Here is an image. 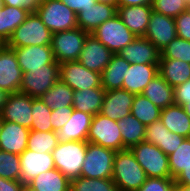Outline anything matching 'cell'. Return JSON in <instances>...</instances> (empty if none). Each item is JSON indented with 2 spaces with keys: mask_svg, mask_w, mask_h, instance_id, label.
<instances>
[{
  "mask_svg": "<svg viewBox=\"0 0 190 191\" xmlns=\"http://www.w3.org/2000/svg\"><path fill=\"white\" fill-rule=\"evenodd\" d=\"M147 178L130 149L116 152L112 180L118 191H137Z\"/></svg>",
  "mask_w": 190,
  "mask_h": 191,
  "instance_id": "cell-1",
  "label": "cell"
},
{
  "mask_svg": "<svg viewBox=\"0 0 190 191\" xmlns=\"http://www.w3.org/2000/svg\"><path fill=\"white\" fill-rule=\"evenodd\" d=\"M52 34L37 13H30L5 45L9 48L51 45Z\"/></svg>",
  "mask_w": 190,
  "mask_h": 191,
  "instance_id": "cell-2",
  "label": "cell"
},
{
  "mask_svg": "<svg viewBox=\"0 0 190 191\" xmlns=\"http://www.w3.org/2000/svg\"><path fill=\"white\" fill-rule=\"evenodd\" d=\"M87 141L59 142L51 152L55 168L70 180L81 176Z\"/></svg>",
  "mask_w": 190,
  "mask_h": 191,
  "instance_id": "cell-3",
  "label": "cell"
},
{
  "mask_svg": "<svg viewBox=\"0 0 190 191\" xmlns=\"http://www.w3.org/2000/svg\"><path fill=\"white\" fill-rule=\"evenodd\" d=\"M130 150L148 178H172L168 156L159 147L142 141Z\"/></svg>",
  "mask_w": 190,
  "mask_h": 191,
  "instance_id": "cell-4",
  "label": "cell"
},
{
  "mask_svg": "<svg viewBox=\"0 0 190 191\" xmlns=\"http://www.w3.org/2000/svg\"><path fill=\"white\" fill-rule=\"evenodd\" d=\"M36 13L52 33L78 27L77 14L60 0H41Z\"/></svg>",
  "mask_w": 190,
  "mask_h": 191,
  "instance_id": "cell-5",
  "label": "cell"
},
{
  "mask_svg": "<svg viewBox=\"0 0 190 191\" xmlns=\"http://www.w3.org/2000/svg\"><path fill=\"white\" fill-rule=\"evenodd\" d=\"M115 155L114 150L87 142L81 176L92 179L112 178Z\"/></svg>",
  "mask_w": 190,
  "mask_h": 191,
  "instance_id": "cell-6",
  "label": "cell"
},
{
  "mask_svg": "<svg viewBox=\"0 0 190 191\" xmlns=\"http://www.w3.org/2000/svg\"><path fill=\"white\" fill-rule=\"evenodd\" d=\"M88 35L87 32L79 27L53 33L51 48L55 61L59 64L68 61H78Z\"/></svg>",
  "mask_w": 190,
  "mask_h": 191,
  "instance_id": "cell-7",
  "label": "cell"
},
{
  "mask_svg": "<svg viewBox=\"0 0 190 191\" xmlns=\"http://www.w3.org/2000/svg\"><path fill=\"white\" fill-rule=\"evenodd\" d=\"M86 141L115 152L126 149L122 143L121 131L117 121L100 113L93 116Z\"/></svg>",
  "mask_w": 190,
  "mask_h": 191,
  "instance_id": "cell-8",
  "label": "cell"
},
{
  "mask_svg": "<svg viewBox=\"0 0 190 191\" xmlns=\"http://www.w3.org/2000/svg\"><path fill=\"white\" fill-rule=\"evenodd\" d=\"M91 34L113 54H117L137 38L118 14L99 25Z\"/></svg>",
  "mask_w": 190,
  "mask_h": 191,
  "instance_id": "cell-9",
  "label": "cell"
},
{
  "mask_svg": "<svg viewBox=\"0 0 190 191\" xmlns=\"http://www.w3.org/2000/svg\"><path fill=\"white\" fill-rule=\"evenodd\" d=\"M60 64L54 61L47 68H38L23 73L20 92L32 98H40L59 80Z\"/></svg>",
  "mask_w": 190,
  "mask_h": 191,
  "instance_id": "cell-10",
  "label": "cell"
},
{
  "mask_svg": "<svg viewBox=\"0 0 190 191\" xmlns=\"http://www.w3.org/2000/svg\"><path fill=\"white\" fill-rule=\"evenodd\" d=\"M59 80L73 91L101 87V74L84 67L79 61L63 62L59 66Z\"/></svg>",
  "mask_w": 190,
  "mask_h": 191,
  "instance_id": "cell-11",
  "label": "cell"
},
{
  "mask_svg": "<svg viewBox=\"0 0 190 191\" xmlns=\"http://www.w3.org/2000/svg\"><path fill=\"white\" fill-rule=\"evenodd\" d=\"M31 107V96L21 92L11 93L8 95L0 114L4 121L14 122L31 129L33 122Z\"/></svg>",
  "mask_w": 190,
  "mask_h": 191,
  "instance_id": "cell-12",
  "label": "cell"
},
{
  "mask_svg": "<svg viewBox=\"0 0 190 191\" xmlns=\"http://www.w3.org/2000/svg\"><path fill=\"white\" fill-rule=\"evenodd\" d=\"M22 77L14 50L4 45L0 49V89L9 94L20 92Z\"/></svg>",
  "mask_w": 190,
  "mask_h": 191,
  "instance_id": "cell-13",
  "label": "cell"
},
{
  "mask_svg": "<svg viewBox=\"0 0 190 191\" xmlns=\"http://www.w3.org/2000/svg\"><path fill=\"white\" fill-rule=\"evenodd\" d=\"M144 37L161 52L177 37L175 19L152 11Z\"/></svg>",
  "mask_w": 190,
  "mask_h": 191,
  "instance_id": "cell-14",
  "label": "cell"
},
{
  "mask_svg": "<svg viewBox=\"0 0 190 191\" xmlns=\"http://www.w3.org/2000/svg\"><path fill=\"white\" fill-rule=\"evenodd\" d=\"M129 64L159 65L161 52L145 37H137L117 53Z\"/></svg>",
  "mask_w": 190,
  "mask_h": 191,
  "instance_id": "cell-15",
  "label": "cell"
},
{
  "mask_svg": "<svg viewBox=\"0 0 190 191\" xmlns=\"http://www.w3.org/2000/svg\"><path fill=\"white\" fill-rule=\"evenodd\" d=\"M113 53L92 34L86 37L78 61L87 69L102 73L110 63Z\"/></svg>",
  "mask_w": 190,
  "mask_h": 191,
  "instance_id": "cell-16",
  "label": "cell"
},
{
  "mask_svg": "<svg viewBox=\"0 0 190 191\" xmlns=\"http://www.w3.org/2000/svg\"><path fill=\"white\" fill-rule=\"evenodd\" d=\"M11 49L14 50L23 73L32 69L47 68V65L55 61L51 45L25 46Z\"/></svg>",
  "mask_w": 190,
  "mask_h": 191,
  "instance_id": "cell-17",
  "label": "cell"
},
{
  "mask_svg": "<svg viewBox=\"0 0 190 191\" xmlns=\"http://www.w3.org/2000/svg\"><path fill=\"white\" fill-rule=\"evenodd\" d=\"M20 180L27 184L40 173L55 168L54 159L51 153H38L29 149L24 150L20 155Z\"/></svg>",
  "mask_w": 190,
  "mask_h": 191,
  "instance_id": "cell-18",
  "label": "cell"
},
{
  "mask_svg": "<svg viewBox=\"0 0 190 191\" xmlns=\"http://www.w3.org/2000/svg\"><path fill=\"white\" fill-rule=\"evenodd\" d=\"M135 95L124 89L106 91L100 114L118 121L131 114Z\"/></svg>",
  "mask_w": 190,
  "mask_h": 191,
  "instance_id": "cell-19",
  "label": "cell"
},
{
  "mask_svg": "<svg viewBox=\"0 0 190 191\" xmlns=\"http://www.w3.org/2000/svg\"><path fill=\"white\" fill-rule=\"evenodd\" d=\"M92 118L89 113L73 109L68 122L56 131L58 141H86Z\"/></svg>",
  "mask_w": 190,
  "mask_h": 191,
  "instance_id": "cell-20",
  "label": "cell"
},
{
  "mask_svg": "<svg viewBox=\"0 0 190 191\" xmlns=\"http://www.w3.org/2000/svg\"><path fill=\"white\" fill-rule=\"evenodd\" d=\"M30 129L3 120L0 131V150L20 155L27 149Z\"/></svg>",
  "mask_w": 190,
  "mask_h": 191,
  "instance_id": "cell-21",
  "label": "cell"
},
{
  "mask_svg": "<svg viewBox=\"0 0 190 191\" xmlns=\"http://www.w3.org/2000/svg\"><path fill=\"white\" fill-rule=\"evenodd\" d=\"M116 14L117 7L115 5L96 2L95 5L81 10L77 14V24L79 28L91 34L99 25Z\"/></svg>",
  "mask_w": 190,
  "mask_h": 191,
  "instance_id": "cell-22",
  "label": "cell"
},
{
  "mask_svg": "<svg viewBox=\"0 0 190 191\" xmlns=\"http://www.w3.org/2000/svg\"><path fill=\"white\" fill-rule=\"evenodd\" d=\"M152 11V5L123 6L117 8V14L125 26L136 37H144Z\"/></svg>",
  "mask_w": 190,
  "mask_h": 191,
  "instance_id": "cell-23",
  "label": "cell"
},
{
  "mask_svg": "<svg viewBox=\"0 0 190 191\" xmlns=\"http://www.w3.org/2000/svg\"><path fill=\"white\" fill-rule=\"evenodd\" d=\"M158 66L152 64H130L123 81V89L134 95L142 94L144 88L159 74Z\"/></svg>",
  "mask_w": 190,
  "mask_h": 191,
  "instance_id": "cell-24",
  "label": "cell"
},
{
  "mask_svg": "<svg viewBox=\"0 0 190 191\" xmlns=\"http://www.w3.org/2000/svg\"><path fill=\"white\" fill-rule=\"evenodd\" d=\"M160 120L169 131L190 138V117L182 106L173 104L161 109Z\"/></svg>",
  "mask_w": 190,
  "mask_h": 191,
  "instance_id": "cell-25",
  "label": "cell"
},
{
  "mask_svg": "<svg viewBox=\"0 0 190 191\" xmlns=\"http://www.w3.org/2000/svg\"><path fill=\"white\" fill-rule=\"evenodd\" d=\"M130 64L118 54H113L110 63L101 73L102 88L105 91L123 89V81Z\"/></svg>",
  "mask_w": 190,
  "mask_h": 191,
  "instance_id": "cell-26",
  "label": "cell"
},
{
  "mask_svg": "<svg viewBox=\"0 0 190 191\" xmlns=\"http://www.w3.org/2000/svg\"><path fill=\"white\" fill-rule=\"evenodd\" d=\"M159 75L173 88L190 79V63L176 59H160Z\"/></svg>",
  "mask_w": 190,
  "mask_h": 191,
  "instance_id": "cell-27",
  "label": "cell"
},
{
  "mask_svg": "<svg viewBox=\"0 0 190 191\" xmlns=\"http://www.w3.org/2000/svg\"><path fill=\"white\" fill-rule=\"evenodd\" d=\"M105 93L106 91L102 88V86L81 91H74L73 108L94 116L101 111Z\"/></svg>",
  "mask_w": 190,
  "mask_h": 191,
  "instance_id": "cell-28",
  "label": "cell"
},
{
  "mask_svg": "<svg viewBox=\"0 0 190 191\" xmlns=\"http://www.w3.org/2000/svg\"><path fill=\"white\" fill-rule=\"evenodd\" d=\"M142 95L148 98L160 109L175 104L174 88L170 86L159 74L144 88Z\"/></svg>",
  "mask_w": 190,
  "mask_h": 191,
  "instance_id": "cell-29",
  "label": "cell"
},
{
  "mask_svg": "<svg viewBox=\"0 0 190 191\" xmlns=\"http://www.w3.org/2000/svg\"><path fill=\"white\" fill-rule=\"evenodd\" d=\"M70 179L54 168L40 173L27 184L38 191H70Z\"/></svg>",
  "mask_w": 190,
  "mask_h": 191,
  "instance_id": "cell-30",
  "label": "cell"
},
{
  "mask_svg": "<svg viewBox=\"0 0 190 191\" xmlns=\"http://www.w3.org/2000/svg\"><path fill=\"white\" fill-rule=\"evenodd\" d=\"M29 14L25 9L3 5L0 9V39L6 43Z\"/></svg>",
  "mask_w": 190,
  "mask_h": 191,
  "instance_id": "cell-31",
  "label": "cell"
},
{
  "mask_svg": "<svg viewBox=\"0 0 190 191\" xmlns=\"http://www.w3.org/2000/svg\"><path fill=\"white\" fill-rule=\"evenodd\" d=\"M120 127L122 143L126 149L144 141L146 126L132 114L117 121Z\"/></svg>",
  "mask_w": 190,
  "mask_h": 191,
  "instance_id": "cell-32",
  "label": "cell"
},
{
  "mask_svg": "<svg viewBox=\"0 0 190 191\" xmlns=\"http://www.w3.org/2000/svg\"><path fill=\"white\" fill-rule=\"evenodd\" d=\"M74 91L64 82L58 80L40 98L52 110L61 107L73 106Z\"/></svg>",
  "mask_w": 190,
  "mask_h": 191,
  "instance_id": "cell-33",
  "label": "cell"
},
{
  "mask_svg": "<svg viewBox=\"0 0 190 191\" xmlns=\"http://www.w3.org/2000/svg\"><path fill=\"white\" fill-rule=\"evenodd\" d=\"M161 109L142 94L135 95L131 114L142 124L149 125L160 119Z\"/></svg>",
  "mask_w": 190,
  "mask_h": 191,
  "instance_id": "cell-34",
  "label": "cell"
},
{
  "mask_svg": "<svg viewBox=\"0 0 190 191\" xmlns=\"http://www.w3.org/2000/svg\"><path fill=\"white\" fill-rule=\"evenodd\" d=\"M58 143L56 131L30 130L27 149L38 153H51Z\"/></svg>",
  "mask_w": 190,
  "mask_h": 191,
  "instance_id": "cell-35",
  "label": "cell"
},
{
  "mask_svg": "<svg viewBox=\"0 0 190 191\" xmlns=\"http://www.w3.org/2000/svg\"><path fill=\"white\" fill-rule=\"evenodd\" d=\"M70 191H118L112 178L92 179L79 176L71 179Z\"/></svg>",
  "mask_w": 190,
  "mask_h": 191,
  "instance_id": "cell-36",
  "label": "cell"
},
{
  "mask_svg": "<svg viewBox=\"0 0 190 191\" xmlns=\"http://www.w3.org/2000/svg\"><path fill=\"white\" fill-rule=\"evenodd\" d=\"M32 126L30 130L35 131H52L50 116L52 109L49 108L41 98H32Z\"/></svg>",
  "mask_w": 190,
  "mask_h": 191,
  "instance_id": "cell-37",
  "label": "cell"
},
{
  "mask_svg": "<svg viewBox=\"0 0 190 191\" xmlns=\"http://www.w3.org/2000/svg\"><path fill=\"white\" fill-rule=\"evenodd\" d=\"M171 177L174 179L185 167L190 165V138H185L176 150L168 155Z\"/></svg>",
  "mask_w": 190,
  "mask_h": 191,
  "instance_id": "cell-38",
  "label": "cell"
},
{
  "mask_svg": "<svg viewBox=\"0 0 190 191\" xmlns=\"http://www.w3.org/2000/svg\"><path fill=\"white\" fill-rule=\"evenodd\" d=\"M20 156L0 150V177L8 180H20Z\"/></svg>",
  "mask_w": 190,
  "mask_h": 191,
  "instance_id": "cell-39",
  "label": "cell"
},
{
  "mask_svg": "<svg viewBox=\"0 0 190 191\" xmlns=\"http://www.w3.org/2000/svg\"><path fill=\"white\" fill-rule=\"evenodd\" d=\"M160 59H176L190 63V41L176 37L161 51Z\"/></svg>",
  "mask_w": 190,
  "mask_h": 191,
  "instance_id": "cell-40",
  "label": "cell"
},
{
  "mask_svg": "<svg viewBox=\"0 0 190 191\" xmlns=\"http://www.w3.org/2000/svg\"><path fill=\"white\" fill-rule=\"evenodd\" d=\"M152 9L171 18H176L190 8L187 0H152Z\"/></svg>",
  "mask_w": 190,
  "mask_h": 191,
  "instance_id": "cell-41",
  "label": "cell"
},
{
  "mask_svg": "<svg viewBox=\"0 0 190 191\" xmlns=\"http://www.w3.org/2000/svg\"><path fill=\"white\" fill-rule=\"evenodd\" d=\"M174 188L173 178H147L137 191H172Z\"/></svg>",
  "mask_w": 190,
  "mask_h": 191,
  "instance_id": "cell-42",
  "label": "cell"
},
{
  "mask_svg": "<svg viewBox=\"0 0 190 191\" xmlns=\"http://www.w3.org/2000/svg\"><path fill=\"white\" fill-rule=\"evenodd\" d=\"M185 138L169 131L163 125L162 143L158 146L167 156L173 153Z\"/></svg>",
  "mask_w": 190,
  "mask_h": 191,
  "instance_id": "cell-43",
  "label": "cell"
},
{
  "mask_svg": "<svg viewBox=\"0 0 190 191\" xmlns=\"http://www.w3.org/2000/svg\"><path fill=\"white\" fill-rule=\"evenodd\" d=\"M163 137V123L159 119L149 125H146L144 141L156 145L157 147L162 143Z\"/></svg>",
  "mask_w": 190,
  "mask_h": 191,
  "instance_id": "cell-44",
  "label": "cell"
},
{
  "mask_svg": "<svg viewBox=\"0 0 190 191\" xmlns=\"http://www.w3.org/2000/svg\"><path fill=\"white\" fill-rule=\"evenodd\" d=\"M73 106L61 107L52 110L50 116V122L52 123V131H57L68 122L71 113L73 111Z\"/></svg>",
  "mask_w": 190,
  "mask_h": 191,
  "instance_id": "cell-45",
  "label": "cell"
},
{
  "mask_svg": "<svg viewBox=\"0 0 190 191\" xmlns=\"http://www.w3.org/2000/svg\"><path fill=\"white\" fill-rule=\"evenodd\" d=\"M177 37L190 41V8L175 18Z\"/></svg>",
  "mask_w": 190,
  "mask_h": 191,
  "instance_id": "cell-46",
  "label": "cell"
},
{
  "mask_svg": "<svg viewBox=\"0 0 190 191\" xmlns=\"http://www.w3.org/2000/svg\"><path fill=\"white\" fill-rule=\"evenodd\" d=\"M174 102L182 107L190 102V79L174 88Z\"/></svg>",
  "mask_w": 190,
  "mask_h": 191,
  "instance_id": "cell-47",
  "label": "cell"
},
{
  "mask_svg": "<svg viewBox=\"0 0 190 191\" xmlns=\"http://www.w3.org/2000/svg\"><path fill=\"white\" fill-rule=\"evenodd\" d=\"M1 2L6 6L19 7L29 13H36L41 0H1Z\"/></svg>",
  "mask_w": 190,
  "mask_h": 191,
  "instance_id": "cell-48",
  "label": "cell"
},
{
  "mask_svg": "<svg viewBox=\"0 0 190 191\" xmlns=\"http://www.w3.org/2000/svg\"><path fill=\"white\" fill-rule=\"evenodd\" d=\"M69 9L78 14L81 10H84L90 6L96 4L97 0H60Z\"/></svg>",
  "mask_w": 190,
  "mask_h": 191,
  "instance_id": "cell-49",
  "label": "cell"
},
{
  "mask_svg": "<svg viewBox=\"0 0 190 191\" xmlns=\"http://www.w3.org/2000/svg\"><path fill=\"white\" fill-rule=\"evenodd\" d=\"M24 185L21 180H8L0 177V191H23Z\"/></svg>",
  "mask_w": 190,
  "mask_h": 191,
  "instance_id": "cell-50",
  "label": "cell"
},
{
  "mask_svg": "<svg viewBox=\"0 0 190 191\" xmlns=\"http://www.w3.org/2000/svg\"><path fill=\"white\" fill-rule=\"evenodd\" d=\"M175 186H189L190 187V165L185 167L175 178Z\"/></svg>",
  "mask_w": 190,
  "mask_h": 191,
  "instance_id": "cell-51",
  "label": "cell"
},
{
  "mask_svg": "<svg viewBox=\"0 0 190 191\" xmlns=\"http://www.w3.org/2000/svg\"><path fill=\"white\" fill-rule=\"evenodd\" d=\"M152 0H117V8L123 6L151 5Z\"/></svg>",
  "mask_w": 190,
  "mask_h": 191,
  "instance_id": "cell-52",
  "label": "cell"
},
{
  "mask_svg": "<svg viewBox=\"0 0 190 191\" xmlns=\"http://www.w3.org/2000/svg\"><path fill=\"white\" fill-rule=\"evenodd\" d=\"M8 95H9V93L0 89V111L2 110L4 104L6 103Z\"/></svg>",
  "mask_w": 190,
  "mask_h": 191,
  "instance_id": "cell-53",
  "label": "cell"
},
{
  "mask_svg": "<svg viewBox=\"0 0 190 191\" xmlns=\"http://www.w3.org/2000/svg\"><path fill=\"white\" fill-rule=\"evenodd\" d=\"M97 2L105 3V4H112L117 7V0H97Z\"/></svg>",
  "mask_w": 190,
  "mask_h": 191,
  "instance_id": "cell-54",
  "label": "cell"
},
{
  "mask_svg": "<svg viewBox=\"0 0 190 191\" xmlns=\"http://www.w3.org/2000/svg\"><path fill=\"white\" fill-rule=\"evenodd\" d=\"M176 191H190L189 186H175Z\"/></svg>",
  "mask_w": 190,
  "mask_h": 191,
  "instance_id": "cell-55",
  "label": "cell"
},
{
  "mask_svg": "<svg viewBox=\"0 0 190 191\" xmlns=\"http://www.w3.org/2000/svg\"><path fill=\"white\" fill-rule=\"evenodd\" d=\"M183 108H184L185 112L188 114V116L190 117V102L185 104L183 106Z\"/></svg>",
  "mask_w": 190,
  "mask_h": 191,
  "instance_id": "cell-56",
  "label": "cell"
},
{
  "mask_svg": "<svg viewBox=\"0 0 190 191\" xmlns=\"http://www.w3.org/2000/svg\"><path fill=\"white\" fill-rule=\"evenodd\" d=\"M23 191H38V190L30 187L28 184H25L23 187Z\"/></svg>",
  "mask_w": 190,
  "mask_h": 191,
  "instance_id": "cell-57",
  "label": "cell"
},
{
  "mask_svg": "<svg viewBox=\"0 0 190 191\" xmlns=\"http://www.w3.org/2000/svg\"><path fill=\"white\" fill-rule=\"evenodd\" d=\"M2 124H3V119H2L1 114H0V131H1V128H2Z\"/></svg>",
  "mask_w": 190,
  "mask_h": 191,
  "instance_id": "cell-58",
  "label": "cell"
},
{
  "mask_svg": "<svg viewBox=\"0 0 190 191\" xmlns=\"http://www.w3.org/2000/svg\"><path fill=\"white\" fill-rule=\"evenodd\" d=\"M5 45V42H3L1 39H0V49Z\"/></svg>",
  "mask_w": 190,
  "mask_h": 191,
  "instance_id": "cell-59",
  "label": "cell"
},
{
  "mask_svg": "<svg viewBox=\"0 0 190 191\" xmlns=\"http://www.w3.org/2000/svg\"><path fill=\"white\" fill-rule=\"evenodd\" d=\"M2 6H3V3H2L1 0H0V9L2 8Z\"/></svg>",
  "mask_w": 190,
  "mask_h": 191,
  "instance_id": "cell-60",
  "label": "cell"
}]
</instances>
